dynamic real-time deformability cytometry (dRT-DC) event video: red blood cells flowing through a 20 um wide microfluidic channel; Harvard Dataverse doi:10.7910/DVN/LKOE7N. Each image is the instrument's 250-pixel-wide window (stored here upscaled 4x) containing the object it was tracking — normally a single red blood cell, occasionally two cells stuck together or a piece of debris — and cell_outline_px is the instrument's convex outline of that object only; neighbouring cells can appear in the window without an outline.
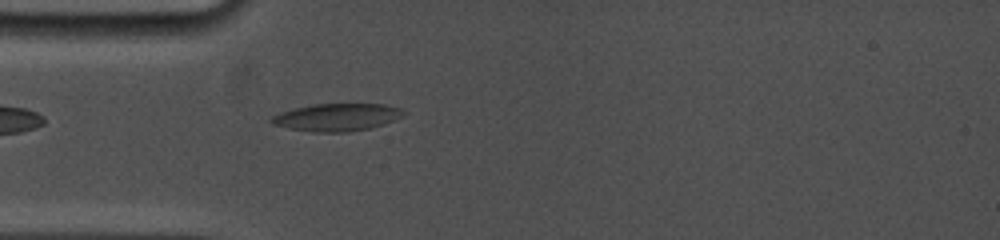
{"species": "common noctule bat (a hibernating species)", "species_latin": "Nyctalus noctula", "temperature_condition": "cold", "stored_images_in_passage": 1, "camera_frame_rate_fps": 5000, "um_per_image_px": 0.085, "animal": {"sex": "female", "body_mass_g": 19.0, "forearm_length_mm": 53.3}, "frame": {"image": 1, "passage_image": 1, "time_ms": 0.0, "image_size_px": [1000, 240], "cell_outline_px": [[408, 112], [396, 120], [372, 128], [348, 132], [312, 132], [288, 128], [272, 124], [268, 120], [272, 116], [280, 112], [312, 104], [384, 104], [400, 108]], "centroid_in_image_um": [28.66, 9.97], "position_along_channel_um": 56.3, "area_um2": 21.39}}